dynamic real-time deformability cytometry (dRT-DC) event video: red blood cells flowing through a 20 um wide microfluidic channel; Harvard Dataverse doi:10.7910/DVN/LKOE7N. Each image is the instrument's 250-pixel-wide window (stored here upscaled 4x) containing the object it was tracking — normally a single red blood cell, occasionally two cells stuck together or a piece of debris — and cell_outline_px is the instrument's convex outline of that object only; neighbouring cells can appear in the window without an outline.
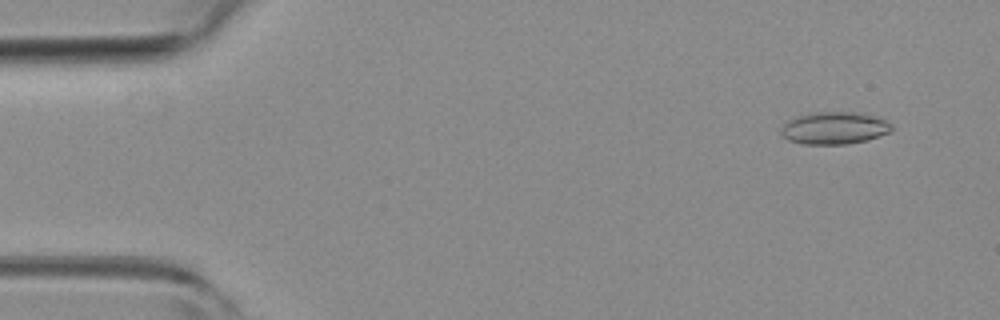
{"species": "common noctule bat (a hibernating species)", "species_latin": "Nyctalus noctula", "temperature_condition": "room temperature", "stored_images_in_passage": 10, "camera_frame_rate_fps": 3000, "um_per_image_px": 0.085, "animal": {"sex": "female", "body_mass_g": 19.3, "forearm_length_mm": 54.1}, "frame": {"image": 1, "passage_image": 4, "time_ms": 1.0, "image_size_px": [1000, 320], "cell_outline_px": [[892, 128], [888, 132], [868, 140], [848, 144], [804, 144], [788, 140], [780, 132], [780, 128], [788, 120], [796, 116], [808, 112], [852, 112], [872, 116], [884, 120], [892, 124]], "centroid_in_image_um": [70.86, 10.88], "position_along_channel_um": 14.1, "area_um2": 20.75}}